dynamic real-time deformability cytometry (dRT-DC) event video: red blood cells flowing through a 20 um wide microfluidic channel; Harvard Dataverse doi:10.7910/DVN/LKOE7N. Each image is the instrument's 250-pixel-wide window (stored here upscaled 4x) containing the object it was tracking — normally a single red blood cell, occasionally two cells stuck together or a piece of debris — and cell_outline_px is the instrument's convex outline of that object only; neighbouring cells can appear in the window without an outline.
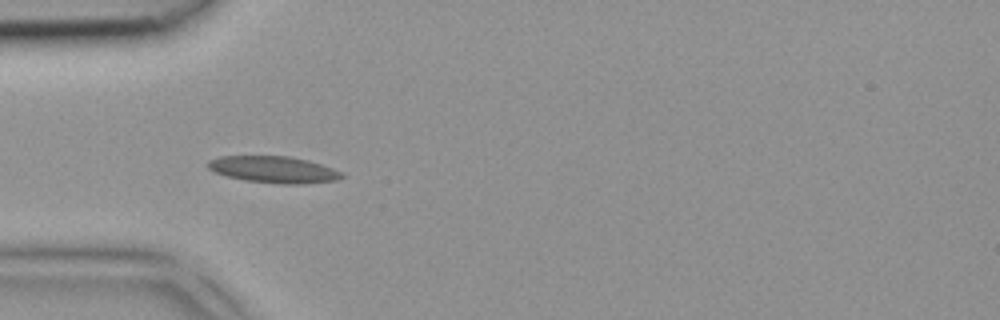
{"species": "common noctule bat (a hibernating species)", "species_latin": "Nyctalus noctula", "temperature_condition": "room temperature", "stored_images_in_passage": 4, "camera_frame_rate_fps": 3000, "um_per_image_px": 0.085, "animal": {"sex": "female", "body_mass_g": 18.4}, "frame": {"image": 1, "passage_image": 3, "time_ms": 0.667, "image_size_px": [1000, 320], "cell_outline_px": [[344, 176], [336, 180], [300, 184], [284, 184], [244, 180], [228, 176], [216, 172], [208, 168], [208, 160], [220, 156], [288, 156], [308, 160], [332, 168], [340, 172]], "centroid_in_image_um": [23.24, 14.4], "position_along_channel_um": 61.8, "area_um2": 20.52}}